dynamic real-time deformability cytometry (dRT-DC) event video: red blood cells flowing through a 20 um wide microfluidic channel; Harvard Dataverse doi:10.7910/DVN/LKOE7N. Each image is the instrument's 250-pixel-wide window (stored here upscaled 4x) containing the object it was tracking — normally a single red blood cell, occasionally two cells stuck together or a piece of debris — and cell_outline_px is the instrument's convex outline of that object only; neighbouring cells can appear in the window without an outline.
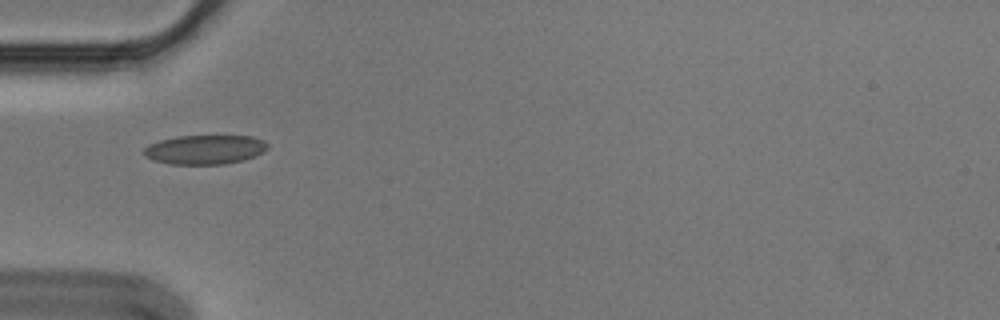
{"species": "Egyptian fruit bat (a non-hibernating species)", "species_latin": "Rousettus aegyptiacus", "temperature_condition": "cold", "stored_images_in_passage": 3, "camera_frame_rate_fps": 3000, "um_per_image_px": 0.085, "animal": {"sex": "male"}, "frame": {"image": 1, "passage_image": 1, "time_ms": 0.0, "image_size_px": [1000, 320], "cell_outline_px": [[268, 148], [264, 152], [256, 156], [224, 164], [172, 164], [152, 160], [144, 156], [144, 148], [148, 144], [160, 140], [176, 136], [252, 136], [264, 140], [268, 144]], "centroid_in_image_um": [17.41, 12.71], "position_along_channel_um": 67.6, "area_um2": 21.15}}
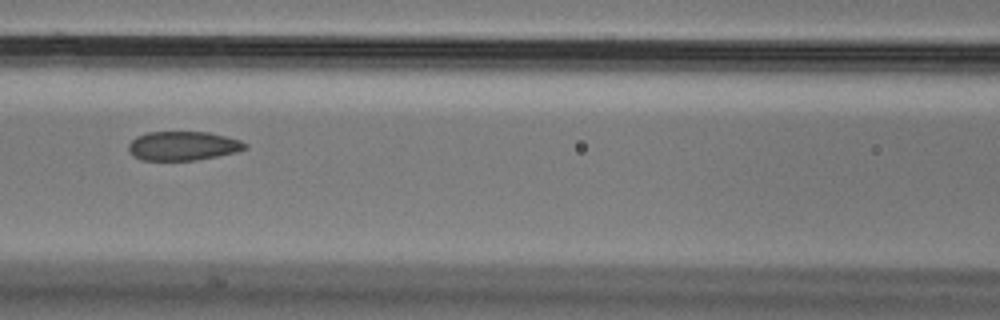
{"frame": {"image": 2, "passage_image": 3, "time_ms": 0.667, "image_size_px": [1000, 320], "cell_outline_px": [[248, 148], [236, 152], [196, 160], [140, 160], [132, 156], [128, 152], [128, 144], [136, 136], [148, 132], [208, 132], [240, 140], [248, 144]], "centroid_in_image_um": [15.52, 12.4], "position_along_channel_um": 151.1, "area_um2": 19.83}}